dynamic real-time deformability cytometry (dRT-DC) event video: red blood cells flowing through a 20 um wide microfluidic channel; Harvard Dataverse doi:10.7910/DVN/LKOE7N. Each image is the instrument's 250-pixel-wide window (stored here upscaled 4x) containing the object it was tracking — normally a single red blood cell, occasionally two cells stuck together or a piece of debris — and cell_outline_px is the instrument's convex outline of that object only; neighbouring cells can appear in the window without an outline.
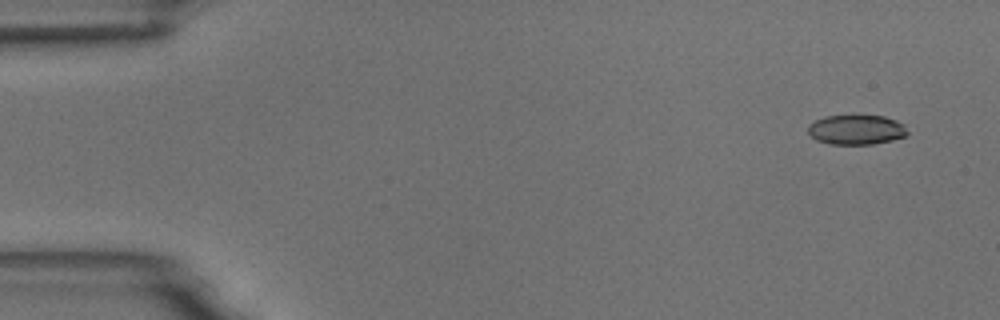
{"species": "common noctule bat (a hibernating species)", "species_latin": "Nyctalus noctula", "temperature_condition": "room temperature", "stored_images_in_passage": 2, "camera_frame_rate_fps": 3000, "um_per_image_px": 0.085, "animal": {"sex": "male", "body_mass_g": 18.8}, "frame": {"image": 1, "passage_image": 2, "time_ms": 1.333, "image_size_px": [1000, 320], "cell_outline_px": [[908, 136], [892, 140], [872, 144], [832, 144], [816, 140], [808, 132], [808, 124], [824, 116], [884, 116], [896, 120], [904, 124], [908, 132]], "centroid_in_image_um": [72.81, 11.03], "position_along_channel_um": 12.2, "area_um2": 17.22}}